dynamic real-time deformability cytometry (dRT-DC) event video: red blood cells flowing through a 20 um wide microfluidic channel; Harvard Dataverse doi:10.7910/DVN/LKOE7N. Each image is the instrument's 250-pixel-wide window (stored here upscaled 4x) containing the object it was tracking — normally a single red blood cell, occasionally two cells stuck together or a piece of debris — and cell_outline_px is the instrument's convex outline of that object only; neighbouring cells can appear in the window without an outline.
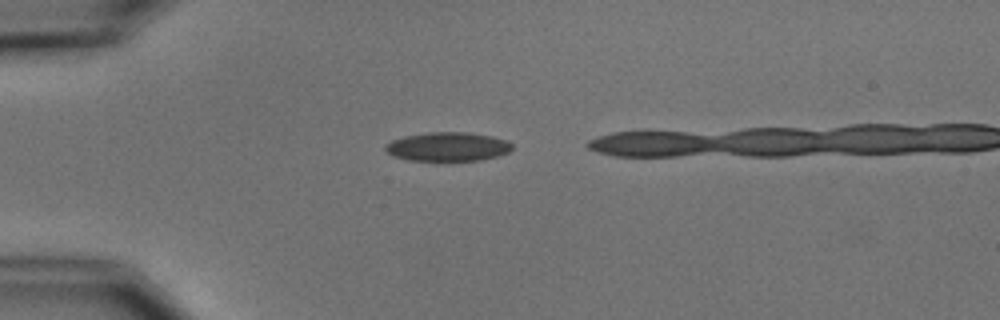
{"species": "common noctule bat (a hibernating species)", "species_latin": "Nyctalus noctula", "temperature_condition": "cold", "stored_images_in_passage": 8, "camera_frame_rate_fps": 3000, "um_per_image_px": 0.085, "animal": {"sex": "male", "body_mass_g": 15.6}, "frame": {"image": 1, "passage_image": 1, "time_ms": 0.0, "image_size_px": [1000, 320], "cell_outline_px": [[512, 148], [508, 152], [496, 156], [480, 160], [408, 160], [392, 156], [384, 148], [384, 144], [392, 140], [404, 136], [428, 132], [468, 132], [492, 136], [508, 140], [512, 144]], "centroid_in_image_um": [38.04, 12.45], "position_along_channel_um": 47.0, "area_um2": 21.39}}
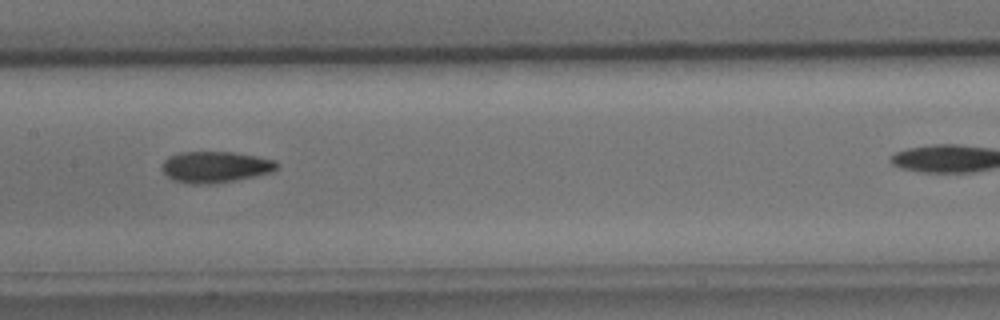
{"frame": {"image": 2, "passage_image": 5, "time_ms": 4.333, "image_size_px": [1000, 320], "cell_outline_px": [[280, 164], [272, 172], [236, 180], [212, 184], [192, 184], [172, 180], [160, 168], [164, 160], [168, 156], [180, 152], [232, 152], [256, 156], [276, 160]], "centroid_in_image_um": [18.29, 14.19], "position_along_channel_um": 189.1, "area_um2": 21.04}}